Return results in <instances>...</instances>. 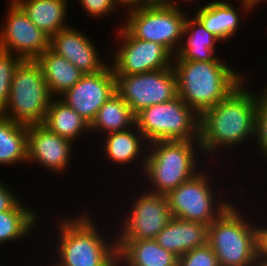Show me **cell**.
Here are the masks:
<instances>
[{"label":"cell","mask_w":267,"mask_h":266,"mask_svg":"<svg viewBox=\"0 0 267 266\" xmlns=\"http://www.w3.org/2000/svg\"><path fill=\"white\" fill-rule=\"evenodd\" d=\"M27 145L28 126L0 114V165L28 164Z\"/></svg>","instance_id":"cell-25"},{"label":"cell","mask_w":267,"mask_h":266,"mask_svg":"<svg viewBox=\"0 0 267 266\" xmlns=\"http://www.w3.org/2000/svg\"><path fill=\"white\" fill-rule=\"evenodd\" d=\"M114 266H121L118 262Z\"/></svg>","instance_id":"cell-41"},{"label":"cell","mask_w":267,"mask_h":266,"mask_svg":"<svg viewBox=\"0 0 267 266\" xmlns=\"http://www.w3.org/2000/svg\"><path fill=\"white\" fill-rule=\"evenodd\" d=\"M261 99L267 104V94H261Z\"/></svg>","instance_id":"cell-38"},{"label":"cell","mask_w":267,"mask_h":266,"mask_svg":"<svg viewBox=\"0 0 267 266\" xmlns=\"http://www.w3.org/2000/svg\"><path fill=\"white\" fill-rule=\"evenodd\" d=\"M177 266H219V263L212 248L205 244L184 253Z\"/></svg>","instance_id":"cell-29"},{"label":"cell","mask_w":267,"mask_h":266,"mask_svg":"<svg viewBox=\"0 0 267 266\" xmlns=\"http://www.w3.org/2000/svg\"><path fill=\"white\" fill-rule=\"evenodd\" d=\"M159 2L165 4V5H169V6H174V7H179V5L177 4L178 0L174 1V0H158ZM181 1H190L191 3L194 2L195 3V0H181ZM197 2V0H196Z\"/></svg>","instance_id":"cell-37"},{"label":"cell","mask_w":267,"mask_h":266,"mask_svg":"<svg viewBox=\"0 0 267 266\" xmlns=\"http://www.w3.org/2000/svg\"><path fill=\"white\" fill-rule=\"evenodd\" d=\"M74 143L51 132L43 124L28 126L27 161L48 171H67Z\"/></svg>","instance_id":"cell-15"},{"label":"cell","mask_w":267,"mask_h":266,"mask_svg":"<svg viewBox=\"0 0 267 266\" xmlns=\"http://www.w3.org/2000/svg\"><path fill=\"white\" fill-rule=\"evenodd\" d=\"M34 23L49 37L69 27L67 0H13Z\"/></svg>","instance_id":"cell-21"},{"label":"cell","mask_w":267,"mask_h":266,"mask_svg":"<svg viewBox=\"0 0 267 266\" xmlns=\"http://www.w3.org/2000/svg\"><path fill=\"white\" fill-rule=\"evenodd\" d=\"M115 76L116 92L135 116L146 107L168 102L178 96L177 79L172 67Z\"/></svg>","instance_id":"cell-10"},{"label":"cell","mask_w":267,"mask_h":266,"mask_svg":"<svg viewBox=\"0 0 267 266\" xmlns=\"http://www.w3.org/2000/svg\"><path fill=\"white\" fill-rule=\"evenodd\" d=\"M8 6L7 19L0 27V50L22 60H36L49 49L50 37L37 28L13 0Z\"/></svg>","instance_id":"cell-13"},{"label":"cell","mask_w":267,"mask_h":266,"mask_svg":"<svg viewBox=\"0 0 267 266\" xmlns=\"http://www.w3.org/2000/svg\"><path fill=\"white\" fill-rule=\"evenodd\" d=\"M79 3L91 18H104L105 15H111L118 7L121 8L115 0H79Z\"/></svg>","instance_id":"cell-31"},{"label":"cell","mask_w":267,"mask_h":266,"mask_svg":"<svg viewBox=\"0 0 267 266\" xmlns=\"http://www.w3.org/2000/svg\"><path fill=\"white\" fill-rule=\"evenodd\" d=\"M32 209L20 200L11 210L0 212V246L32 234L40 219L37 211Z\"/></svg>","instance_id":"cell-27"},{"label":"cell","mask_w":267,"mask_h":266,"mask_svg":"<svg viewBox=\"0 0 267 266\" xmlns=\"http://www.w3.org/2000/svg\"><path fill=\"white\" fill-rule=\"evenodd\" d=\"M203 171L166 195L172 217L210 225L231 205L233 201L215 196L213 178Z\"/></svg>","instance_id":"cell-9"},{"label":"cell","mask_w":267,"mask_h":266,"mask_svg":"<svg viewBox=\"0 0 267 266\" xmlns=\"http://www.w3.org/2000/svg\"><path fill=\"white\" fill-rule=\"evenodd\" d=\"M84 212L57 223L59 240L54 251L57 259L51 266H114L118 262L116 236L109 242L95 219Z\"/></svg>","instance_id":"cell-3"},{"label":"cell","mask_w":267,"mask_h":266,"mask_svg":"<svg viewBox=\"0 0 267 266\" xmlns=\"http://www.w3.org/2000/svg\"><path fill=\"white\" fill-rule=\"evenodd\" d=\"M127 10L126 20L121 26L134 38L159 43L173 56L176 55L181 46L187 19V14L180 6H169L155 1Z\"/></svg>","instance_id":"cell-7"},{"label":"cell","mask_w":267,"mask_h":266,"mask_svg":"<svg viewBox=\"0 0 267 266\" xmlns=\"http://www.w3.org/2000/svg\"><path fill=\"white\" fill-rule=\"evenodd\" d=\"M200 116L179 96L144 108L135 124L148 143L199 140Z\"/></svg>","instance_id":"cell-8"},{"label":"cell","mask_w":267,"mask_h":266,"mask_svg":"<svg viewBox=\"0 0 267 266\" xmlns=\"http://www.w3.org/2000/svg\"><path fill=\"white\" fill-rule=\"evenodd\" d=\"M147 191L132 199V207L121 221L116 240L155 239L172 219L166 195Z\"/></svg>","instance_id":"cell-12"},{"label":"cell","mask_w":267,"mask_h":266,"mask_svg":"<svg viewBox=\"0 0 267 266\" xmlns=\"http://www.w3.org/2000/svg\"><path fill=\"white\" fill-rule=\"evenodd\" d=\"M16 193L0 180V212L11 210L21 199Z\"/></svg>","instance_id":"cell-32"},{"label":"cell","mask_w":267,"mask_h":266,"mask_svg":"<svg viewBox=\"0 0 267 266\" xmlns=\"http://www.w3.org/2000/svg\"><path fill=\"white\" fill-rule=\"evenodd\" d=\"M43 125L73 143L83 132H90V124L59 98L51 99Z\"/></svg>","instance_id":"cell-24"},{"label":"cell","mask_w":267,"mask_h":266,"mask_svg":"<svg viewBox=\"0 0 267 266\" xmlns=\"http://www.w3.org/2000/svg\"><path fill=\"white\" fill-rule=\"evenodd\" d=\"M52 98L39 64L22 60L13 73L8 102L0 114L26 126L43 124Z\"/></svg>","instance_id":"cell-6"},{"label":"cell","mask_w":267,"mask_h":266,"mask_svg":"<svg viewBox=\"0 0 267 266\" xmlns=\"http://www.w3.org/2000/svg\"><path fill=\"white\" fill-rule=\"evenodd\" d=\"M196 5L198 8L193 15L221 42L231 40L230 38L237 33L241 24L240 14L230 2L215 0L202 7L199 3Z\"/></svg>","instance_id":"cell-22"},{"label":"cell","mask_w":267,"mask_h":266,"mask_svg":"<svg viewBox=\"0 0 267 266\" xmlns=\"http://www.w3.org/2000/svg\"><path fill=\"white\" fill-rule=\"evenodd\" d=\"M261 1L264 2V0H258V1L256 2V4L259 3L258 5H260V2H261Z\"/></svg>","instance_id":"cell-40"},{"label":"cell","mask_w":267,"mask_h":266,"mask_svg":"<svg viewBox=\"0 0 267 266\" xmlns=\"http://www.w3.org/2000/svg\"><path fill=\"white\" fill-rule=\"evenodd\" d=\"M208 226L172 217L154 240L167 251L181 257L184 253L207 244Z\"/></svg>","instance_id":"cell-17"},{"label":"cell","mask_w":267,"mask_h":266,"mask_svg":"<svg viewBox=\"0 0 267 266\" xmlns=\"http://www.w3.org/2000/svg\"><path fill=\"white\" fill-rule=\"evenodd\" d=\"M267 256V226L257 225V254Z\"/></svg>","instance_id":"cell-33"},{"label":"cell","mask_w":267,"mask_h":266,"mask_svg":"<svg viewBox=\"0 0 267 266\" xmlns=\"http://www.w3.org/2000/svg\"><path fill=\"white\" fill-rule=\"evenodd\" d=\"M121 266H177L179 257L154 239L116 240Z\"/></svg>","instance_id":"cell-18"},{"label":"cell","mask_w":267,"mask_h":266,"mask_svg":"<svg viewBox=\"0 0 267 266\" xmlns=\"http://www.w3.org/2000/svg\"><path fill=\"white\" fill-rule=\"evenodd\" d=\"M182 39L183 42L176 53L181 60L223 61L219 56H215V44L221 40L209 32L194 15L187 16Z\"/></svg>","instance_id":"cell-20"},{"label":"cell","mask_w":267,"mask_h":266,"mask_svg":"<svg viewBox=\"0 0 267 266\" xmlns=\"http://www.w3.org/2000/svg\"><path fill=\"white\" fill-rule=\"evenodd\" d=\"M117 4L120 6L125 5L124 8L129 9L133 7H138L146 4H151L157 0H115Z\"/></svg>","instance_id":"cell-34"},{"label":"cell","mask_w":267,"mask_h":266,"mask_svg":"<svg viewBox=\"0 0 267 266\" xmlns=\"http://www.w3.org/2000/svg\"><path fill=\"white\" fill-rule=\"evenodd\" d=\"M257 1L258 0H239V3H241L242 6L240 8L243 9L244 13L249 11L248 13L250 14V12L253 11L252 9L256 7Z\"/></svg>","instance_id":"cell-35"},{"label":"cell","mask_w":267,"mask_h":266,"mask_svg":"<svg viewBox=\"0 0 267 266\" xmlns=\"http://www.w3.org/2000/svg\"><path fill=\"white\" fill-rule=\"evenodd\" d=\"M172 68L178 96L199 116L246 82L243 74L224 61H183L175 55Z\"/></svg>","instance_id":"cell-2"},{"label":"cell","mask_w":267,"mask_h":266,"mask_svg":"<svg viewBox=\"0 0 267 266\" xmlns=\"http://www.w3.org/2000/svg\"><path fill=\"white\" fill-rule=\"evenodd\" d=\"M255 144L258 145L259 152L267 160V104L261 100L258 103L255 114Z\"/></svg>","instance_id":"cell-30"},{"label":"cell","mask_w":267,"mask_h":266,"mask_svg":"<svg viewBox=\"0 0 267 266\" xmlns=\"http://www.w3.org/2000/svg\"><path fill=\"white\" fill-rule=\"evenodd\" d=\"M116 92V76L111 65L101 72L83 74L80 80L58 98L89 124L98 110Z\"/></svg>","instance_id":"cell-14"},{"label":"cell","mask_w":267,"mask_h":266,"mask_svg":"<svg viewBox=\"0 0 267 266\" xmlns=\"http://www.w3.org/2000/svg\"><path fill=\"white\" fill-rule=\"evenodd\" d=\"M49 48L64 57L83 74L101 72L109 63L101 60L94 42L83 32L69 26L50 37ZM97 51V52H96Z\"/></svg>","instance_id":"cell-16"},{"label":"cell","mask_w":267,"mask_h":266,"mask_svg":"<svg viewBox=\"0 0 267 266\" xmlns=\"http://www.w3.org/2000/svg\"><path fill=\"white\" fill-rule=\"evenodd\" d=\"M253 266H267V256L256 255Z\"/></svg>","instance_id":"cell-36"},{"label":"cell","mask_w":267,"mask_h":266,"mask_svg":"<svg viewBox=\"0 0 267 266\" xmlns=\"http://www.w3.org/2000/svg\"><path fill=\"white\" fill-rule=\"evenodd\" d=\"M103 136L105 137L102 139L104 143L101 142V145H103L101 149L111 162L130 165L138 160L143 167L141 169H144L149 143L136 124L125 131L112 132ZM139 158L141 159L139 160Z\"/></svg>","instance_id":"cell-19"},{"label":"cell","mask_w":267,"mask_h":266,"mask_svg":"<svg viewBox=\"0 0 267 266\" xmlns=\"http://www.w3.org/2000/svg\"><path fill=\"white\" fill-rule=\"evenodd\" d=\"M21 61L20 57L0 50V112L8 102L13 73Z\"/></svg>","instance_id":"cell-28"},{"label":"cell","mask_w":267,"mask_h":266,"mask_svg":"<svg viewBox=\"0 0 267 266\" xmlns=\"http://www.w3.org/2000/svg\"><path fill=\"white\" fill-rule=\"evenodd\" d=\"M198 150L202 153L199 140L149 143L145 166L141 170L152 187L149 192L167 195L200 172Z\"/></svg>","instance_id":"cell-4"},{"label":"cell","mask_w":267,"mask_h":266,"mask_svg":"<svg viewBox=\"0 0 267 266\" xmlns=\"http://www.w3.org/2000/svg\"><path fill=\"white\" fill-rule=\"evenodd\" d=\"M35 61L42 69L46 85L53 98L61 96L73 87L83 75L76 66L50 48Z\"/></svg>","instance_id":"cell-23"},{"label":"cell","mask_w":267,"mask_h":266,"mask_svg":"<svg viewBox=\"0 0 267 266\" xmlns=\"http://www.w3.org/2000/svg\"><path fill=\"white\" fill-rule=\"evenodd\" d=\"M259 94H267V85H265L264 89L260 91Z\"/></svg>","instance_id":"cell-39"},{"label":"cell","mask_w":267,"mask_h":266,"mask_svg":"<svg viewBox=\"0 0 267 266\" xmlns=\"http://www.w3.org/2000/svg\"><path fill=\"white\" fill-rule=\"evenodd\" d=\"M235 206L232 203L210 223L207 244L219 266H253L257 254V224L254 225L251 218L246 219L247 215Z\"/></svg>","instance_id":"cell-5"},{"label":"cell","mask_w":267,"mask_h":266,"mask_svg":"<svg viewBox=\"0 0 267 266\" xmlns=\"http://www.w3.org/2000/svg\"><path fill=\"white\" fill-rule=\"evenodd\" d=\"M243 84L200 115L199 143L203 154L216 156L213 154L219 148L242 146V142L254 137L256 109L262 99Z\"/></svg>","instance_id":"cell-1"},{"label":"cell","mask_w":267,"mask_h":266,"mask_svg":"<svg viewBox=\"0 0 267 266\" xmlns=\"http://www.w3.org/2000/svg\"><path fill=\"white\" fill-rule=\"evenodd\" d=\"M119 48L113 51L110 64L114 75H131L172 67L173 55L156 42L134 38L123 26L116 29ZM122 39V40H121Z\"/></svg>","instance_id":"cell-11"},{"label":"cell","mask_w":267,"mask_h":266,"mask_svg":"<svg viewBox=\"0 0 267 266\" xmlns=\"http://www.w3.org/2000/svg\"><path fill=\"white\" fill-rule=\"evenodd\" d=\"M135 125V115L129 105L115 92L98 110L90 124V131L109 134L125 131ZM102 131V132H101Z\"/></svg>","instance_id":"cell-26"}]
</instances>
